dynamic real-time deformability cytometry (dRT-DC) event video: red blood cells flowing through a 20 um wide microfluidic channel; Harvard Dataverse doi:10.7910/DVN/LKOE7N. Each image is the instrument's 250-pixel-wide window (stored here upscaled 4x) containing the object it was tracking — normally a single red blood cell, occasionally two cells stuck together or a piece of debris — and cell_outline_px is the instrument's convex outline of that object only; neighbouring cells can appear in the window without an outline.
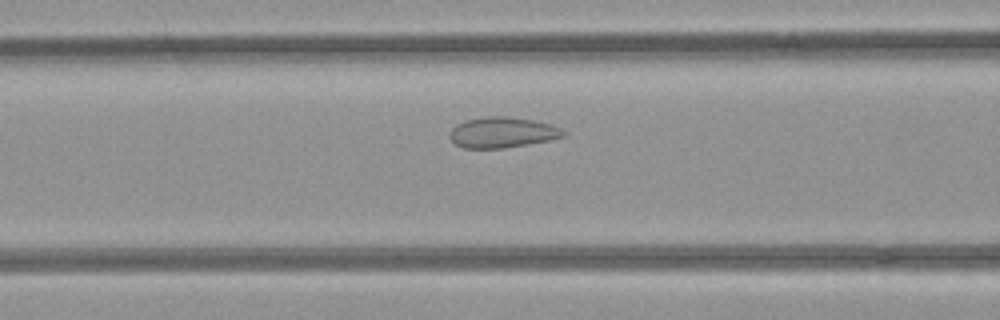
{"species": "common noctule bat (a hibernating species)", "species_latin": "Nyctalus noctula", "temperature_condition": "room temperature", "stored_images_in_passage": 36, "camera_frame_rate_fps": 3000, "um_per_image_px": 0.085, "animal": {"sex": "female", "body_mass_g": 21.9}, "frame": {"image": 1, "passage_image": 12, "time_ms": 3.667, "image_size_px": [1000, 320], "cell_outline_px": [[568, 136], [528, 144], [504, 148], [464, 148], [456, 144], [448, 136], [452, 128], [456, 124], [464, 120], [484, 116], [508, 116], [532, 120], [548, 124], [560, 128], [568, 132]], "centroid_in_image_um": [42.7, 11.25], "position_along_channel_um": 123.9, "area_um2": 20.4}}
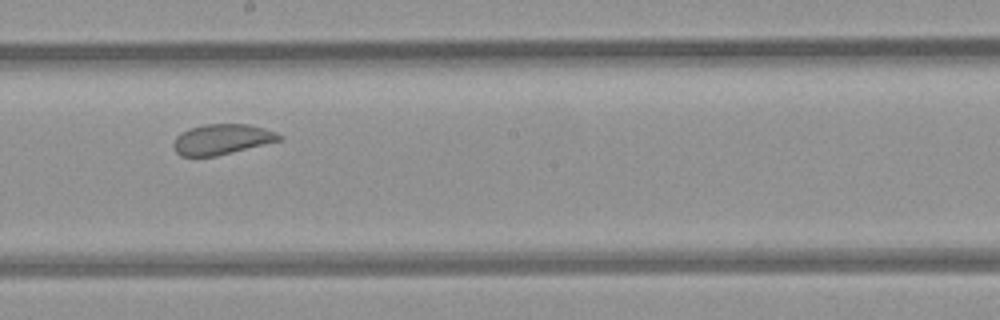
{"frame": {"image": 2, "passage_image": 20, "time_ms": 6.333, "image_size_px": [1000, 320], "cell_outline_px": [[284, 140], [216, 156], [180, 156], [176, 152], [172, 144], [176, 136], [188, 128], [204, 124], [248, 124], [264, 128], [276, 132], [284, 136]], "centroid_in_image_um": [18.89, 11.84], "position_along_channel_um": 229.3, "area_um2": 18.96}}
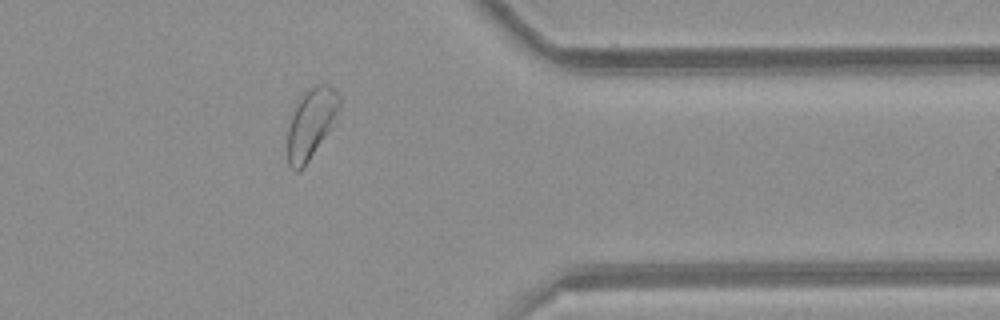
{"frame": {"image": 3, "passage_image": 33, "time_ms": 10.667, "image_size_px": [1000, 320], "cell_outline_px": [[340, 108], [332, 128], [304, 168], [296, 172], [288, 164], [288, 128], [292, 108], [296, 100], [308, 88], [316, 84], [328, 84], [340, 96]], "centroid_in_image_um": [26.43, 10.47], "position_along_channel_um": 385.0, "area_um2": 21.68}}